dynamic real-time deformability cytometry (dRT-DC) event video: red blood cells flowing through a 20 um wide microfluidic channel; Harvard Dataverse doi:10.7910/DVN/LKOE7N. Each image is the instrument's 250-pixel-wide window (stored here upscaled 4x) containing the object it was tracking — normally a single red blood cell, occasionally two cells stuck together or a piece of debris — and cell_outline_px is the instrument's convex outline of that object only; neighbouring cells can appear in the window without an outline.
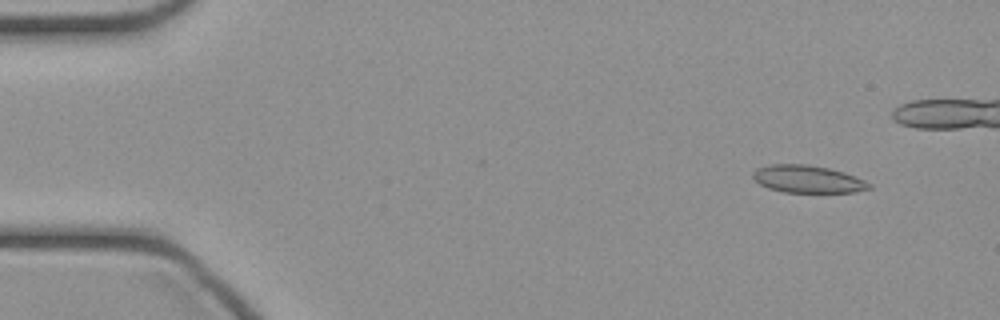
{"species": "common noctule bat (a hibernating species)", "species_latin": "Nyctalus noctula", "temperature_condition": "cold", "stored_images_in_passage": 39, "camera_frame_rate_fps": 3000, "um_per_image_px": 0.085, "animal": {"sex": "female", "body_mass_g": 21.9}, "frame": {"image": 1, "passage_image": 4, "time_ms": 1.0, "image_size_px": [1000, 320], "cell_outline_px": [[872, 188], [856, 192], [784, 192], [768, 188], [760, 184], [752, 176], [752, 172], [756, 168], [772, 164], [808, 164], [828, 168], [844, 172], [864, 180], [872, 184]], "centroid_in_image_um": [68.66, 15.22], "position_along_channel_um": 16.3, "area_um2": 18.61}}
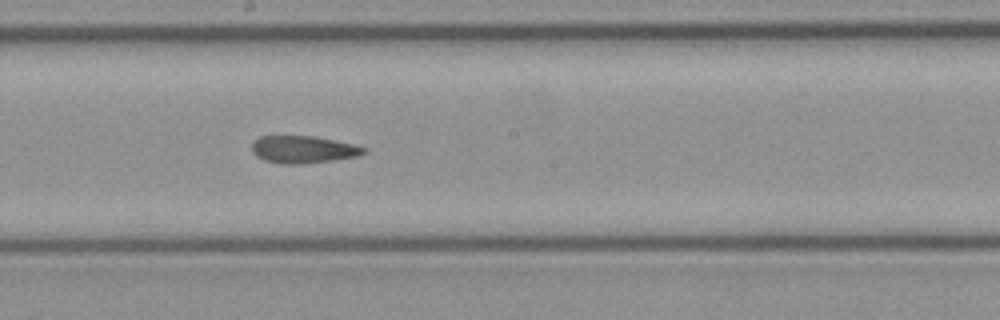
{"frame": {"image": 2, "passage_image": 25, "time_ms": 8.0, "image_size_px": [1000, 320], "cell_outline_px": [[368, 148], [360, 156], [332, 160], [300, 164], [280, 164], [264, 160], [256, 156], [252, 152], [252, 144], [260, 136], [316, 136], [336, 140]], "centroid_in_image_um": [25.77, 12.7], "position_along_channel_um": 222.4, "area_um2": 17.86}}
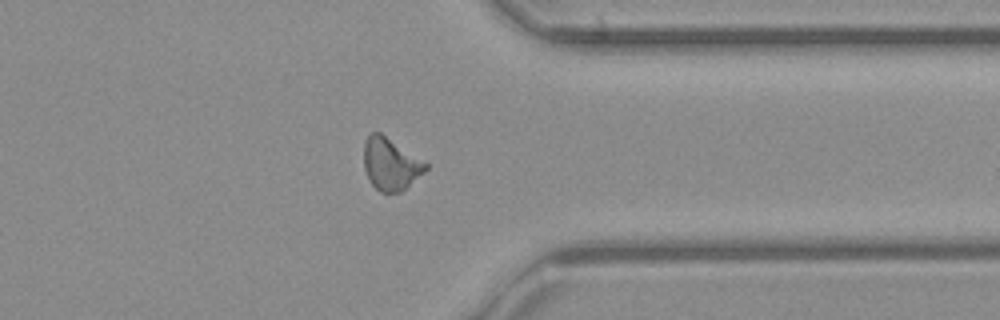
{"frame": {"image": 3, "passage_image": 36, "time_ms": 11.667, "image_size_px": [1000, 320], "cell_outline_px": [[428, 168], [424, 172], [400, 192], [380, 192], [372, 184], [364, 168], [364, 144], [368, 136], [372, 132], [380, 132], [428, 164]], "centroid_in_image_um": [33.19, 13.94], "position_along_channel_um": 378.2, "area_um2": 18.38}}